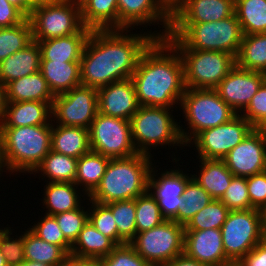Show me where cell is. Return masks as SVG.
<instances>
[{"label": "cell", "mask_w": 266, "mask_h": 266, "mask_svg": "<svg viewBox=\"0 0 266 266\" xmlns=\"http://www.w3.org/2000/svg\"><path fill=\"white\" fill-rule=\"evenodd\" d=\"M91 206L88 209L89 222L104 236L110 238L118 245V228L111 209L102 203L90 200ZM93 209V210H92Z\"/></svg>", "instance_id": "cell-42"}, {"label": "cell", "mask_w": 266, "mask_h": 266, "mask_svg": "<svg viewBox=\"0 0 266 266\" xmlns=\"http://www.w3.org/2000/svg\"><path fill=\"white\" fill-rule=\"evenodd\" d=\"M263 83L262 72L244 70L235 65L214 89L227 105L240 114Z\"/></svg>", "instance_id": "cell-18"}, {"label": "cell", "mask_w": 266, "mask_h": 266, "mask_svg": "<svg viewBox=\"0 0 266 266\" xmlns=\"http://www.w3.org/2000/svg\"><path fill=\"white\" fill-rule=\"evenodd\" d=\"M136 205V234L150 230L166 219L159 209L157 201L147 191L135 199Z\"/></svg>", "instance_id": "cell-41"}, {"label": "cell", "mask_w": 266, "mask_h": 266, "mask_svg": "<svg viewBox=\"0 0 266 266\" xmlns=\"http://www.w3.org/2000/svg\"><path fill=\"white\" fill-rule=\"evenodd\" d=\"M223 160L236 177L247 178L266 171V138L253 128Z\"/></svg>", "instance_id": "cell-17"}, {"label": "cell", "mask_w": 266, "mask_h": 266, "mask_svg": "<svg viewBox=\"0 0 266 266\" xmlns=\"http://www.w3.org/2000/svg\"><path fill=\"white\" fill-rule=\"evenodd\" d=\"M82 22L91 30L119 29L118 0H79Z\"/></svg>", "instance_id": "cell-29"}, {"label": "cell", "mask_w": 266, "mask_h": 266, "mask_svg": "<svg viewBox=\"0 0 266 266\" xmlns=\"http://www.w3.org/2000/svg\"><path fill=\"white\" fill-rule=\"evenodd\" d=\"M112 212L118 228V245L129 243L136 235L135 199L106 204Z\"/></svg>", "instance_id": "cell-39"}, {"label": "cell", "mask_w": 266, "mask_h": 266, "mask_svg": "<svg viewBox=\"0 0 266 266\" xmlns=\"http://www.w3.org/2000/svg\"><path fill=\"white\" fill-rule=\"evenodd\" d=\"M36 223L31 228L29 227L35 235L48 243L60 246L70 255L72 243L64 236L54 216L44 214V217Z\"/></svg>", "instance_id": "cell-43"}, {"label": "cell", "mask_w": 266, "mask_h": 266, "mask_svg": "<svg viewBox=\"0 0 266 266\" xmlns=\"http://www.w3.org/2000/svg\"><path fill=\"white\" fill-rule=\"evenodd\" d=\"M234 13L244 35L266 33V0H235Z\"/></svg>", "instance_id": "cell-35"}, {"label": "cell", "mask_w": 266, "mask_h": 266, "mask_svg": "<svg viewBox=\"0 0 266 266\" xmlns=\"http://www.w3.org/2000/svg\"><path fill=\"white\" fill-rule=\"evenodd\" d=\"M257 129L266 138V120Z\"/></svg>", "instance_id": "cell-58"}, {"label": "cell", "mask_w": 266, "mask_h": 266, "mask_svg": "<svg viewBox=\"0 0 266 266\" xmlns=\"http://www.w3.org/2000/svg\"><path fill=\"white\" fill-rule=\"evenodd\" d=\"M225 256L237 264L265 237L258 209L229 211L221 227Z\"/></svg>", "instance_id": "cell-11"}, {"label": "cell", "mask_w": 266, "mask_h": 266, "mask_svg": "<svg viewBox=\"0 0 266 266\" xmlns=\"http://www.w3.org/2000/svg\"><path fill=\"white\" fill-rule=\"evenodd\" d=\"M0 266H7L6 259L0 251Z\"/></svg>", "instance_id": "cell-59"}, {"label": "cell", "mask_w": 266, "mask_h": 266, "mask_svg": "<svg viewBox=\"0 0 266 266\" xmlns=\"http://www.w3.org/2000/svg\"><path fill=\"white\" fill-rule=\"evenodd\" d=\"M184 200L181 207H178V214L173 219L178 224L185 226L196 213L207 206L213 198L193 178L187 183L184 193Z\"/></svg>", "instance_id": "cell-37"}, {"label": "cell", "mask_w": 266, "mask_h": 266, "mask_svg": "<svg viewBox=\"0 0 266 266\" xmlns=\"http://www.w3.org/2000/svg\"><path fill=\"white\" fill-rule=\"evenodd\" d=\"M91 31L90 28L84 27L76 34L38 41L41 49V60L80 62Z\"/></svg>", "instance_id": "cell-23"}, {"label": "cell", "mask_w": 266, "mask_h": 266, "mask_svg": "<svg viewBox=\"0 0 266 266\" xmlns=\"http://www.w3.org/2000/svg\"><path fill=\"white\" fill-rule=\"evenodd\" d=\"M101 266H151L129 244L117 245L113 251L99 260Z\"/></svg>", "instance_id": "cell-46"}, {"label": "cell", "mask_w": 266, "mask_h": 266, "mask_svg": "<svg viewBox=\"0 0 266 266\" xmlns=\"http://www.w3.org/2000/svg\"><path fill=\"white\" fill-rule=\"evenodd\" d=\"M259 211L261 215L262 232L266 238V205H264Z\"/></svg>", "instance_id": "cell-56"}, {"label": "cell", "mask_w": 266, "mask_h": 266, "mask_svg": "<svg viewBox=\"0 0 266 266\" xmlns=\"http://www.w3.org/2000/svg\"><path fill=\"white\" fill-rule=\"evenodd\" d=\"M240 114L252 125L253 128H258L266 120L265 82L252 97L249 105Z\"/></svg>", "instance_id": "cell-48"}, {"label": "cell", "mask_w": 266, "mask_h": 266, "mask_svg": "<svg viewBox=\"0 0 266 266\" xmlns=\"http://www.w3.org/2000/svg\"><path fill=\"white\" fill-rule=\"evenodd\" d=\"M184 226L173 220L140 233L129 242L151 266H163L184 253Z\"/></svg>", "instance_id": "cell-10"}, {"label": "cell", "mask_w": 266, "mask_h": 266, "mask_svg": "<svg viewBox=\"0 0 266 266\" xmlns=\"http://www.w3.org/2000/svg\"><path fill=\"white\" fill-rule=\"evenodd\" d=\"M51 131L52 124L0 127L1 171L31 174L51 150Z\"/></svg>", "instance_id": "cell-3"}, {"label": "cell", "mask_w": 266, "mask_h": 266, "mask_svg": "<svg viewBox=\"0 0 266 266\" xmlns=\"http://www.w3.org/2000/svg\"><path fill=\"white\" fill-rule=\"evenodd\" d=\"M252 129V125L237 114L227 123L201 131L187 146L195 144L197 158L223 159Z\"/></svg>", "instance_id": "cell-14"}, {"label": "cell", "mask_w": 266, "mask_h": 266, "mask_svg": "<svg viewBox=\"0 0 266 266\" xmlns=\"http://www.w3.org/2000/svg\"><path fill=\"white\" fill-rule=\"evenodd\" d=\"M170 109L139 106L130 119L132 140L138 153L151 156V147L186 146L181 138L180 122L175 121Z\"/></svg>", "instance_id": "cell-8"}, {"label": "cell", "mask_w": 266, "mask_h": 266, "mask_svg": "<svg viewBox=\"0 0 266 266\" xmlns=\"http://www.w3.org/2000/svg\"><path fill=\"white\" fill-rule=\"evenodd\" d=\"M7 227H5L4 229L0 228V235L3 233V231L6 229Z\"/></svg>", "instance_id": "cell-61"}, {"label": "cell", "mask_w": 266, "mask_h": 266, "mask_svg": "<svg viewBox=\"0 0 266 266\" xmlns=\"http://www.w3.org/2000/svg\"><path fill=\"white\" fill-rule=\"evenodd\" d=\"M236 65L244 70L266 71V33L243 35Z\"/></svg>", "instance_id": "cell-34"}, {"label": "cell", "mask_w": 266, "mask_h": 266, "mask_svg": "<svg viewBox=\"0 0 266 266\" xmlns=\"http://www.w3.org/2000/svg\"><path fill=\"white\" fill-rule=\"evenodd\" d=\"M119 29L155 22L164 28L157 39H165L171 29V5L166 0H118ZM147 24V25H146ZM161 32V33H160Z\"/></svg>", "instance_id": "cell-15"}, {"label": "cell", "mask_w": 266, "mask_h": 266, "mask_svg": "<svg viewBox=\"0 0 266 266\" xmlns=\"http://www.w3.org/2000/svg\"><path fill=\"white\" fill-rule=\"evenodd\" d=\"M198 175H192V178L201 185L209 195L220 200L226 189L229 187L234 175L227 168L223 159H205L199 158Z\"/></svg>", "instance_id": "cell-28"}, {"label": "cell", "mask_w": 266, "mask_h": 266, "mask_svg": "<svg viewBox=\"0 0 266 266\" xmlns=\"http://www.w3.org/2000/svg\"><path fill=\"white\" fill-rule=\"evenodd\" d=\"M7 106L6 86L0 82V121L3 119Z\"/></svg>", "instance_id": "cell-55"}, {"label": "cell", "mask_w": 266, "mask_h": 266, "mask_svg": "<svg viewBox=\"0 0 266 266\" xmlns=\"http://www.w3.org/2000/svg\"><path fill=\"white\" fill-rule=\"evenodd\" d=\"M97 113V89L83 85L55 95L51 106L52 121L62 126L89 129Z\"/></svg>", "instance_id": "cell-13"}, {"label": "cell", "mask_w": 266, "mask_h": 266, "mask_svg": "<svg viewBox=\"0 0 266 266\" xmlns=\"http://www.w3.org/2000/svg\"><path fill=\"white\" fill-rule=\"evenodd\" d=\"M23 233L25 260L57 266L68 256L60 246L44 241L29 228Z\"/></svg>", "instance_id": "cell-36"}, {"label": "cell", "mask_w": 266, "mask_h": 266, "mask_svg": "<svg viewBox=\"0 0 266 266\" xmlns=\"http://www.w3.org/2000/svg\"><path fill=\"white\" fill-rule=\"evenodd\" d=\"M235 0H176L171 5V23L220 21L234 14Z\"/></svg>", "instance_id": "cell-19"}, {"label": "cell", "mask_w": 266, "mask_h": 266, "mask_svg": "<svg viewBox=\"0 0 266 266\" xmlns=\"http://www.w3.org/2000/svg\"><path fill=\"white\" fill-rule=\"evenodd\" d=\"M78 159L50 150L31 174L41 173L47 182L74 183ZM49 180V181H48Z\"/></svg>", "instance_id": "cell-33"}, {"label": "cell", "mask_w": 266, "mask_h": 266, "mask_svg": "<svg viewBox=\"0 0 266 266\" xmlns=\"http://www.w3.org/2000/svg\"><path fill=\"white\" fill-rule=\"evenodd\" d=\"M41 49L33 40L24 49L0 62V82L7 83L40 71Z\"/></svg>", "instance_id": "cell-24"}, {"label": "cell", "mask_w": 266, "mask_h": 266, "mask_svg": "<svg viewBox=\"0 0 266 266\" xmlns=\"http://www.w3.org/2000/svg\"><path fill=\"white\" fill-rule=\"evenodd\" d=\"M97 94L98 112L106 116L130 121L140 106L131 78L101 87Z\"/></svg>", "instance_id": "cell-21"}, {"label": "cell", "mask_w": 266, "mask_h": 266, "mask_svg": "<svg viewBox=\"0 0 266 266\" xmlns=\"http://www.w3.org/2000/svg\"><path fill=\"white\" fill-rule=\"evenodd\" d=\"M57 266H101L99 260L78 258L72 255H68Z\"/></svg>", "instance_id": "cell-52"}, {"label": "cell", "mask_w": 266, "mask_h": 266, "mask_svg": "<svg viewBox=\"0 0 266 266\" xmlns=\"http://www.w3.org/2000/svg\"><path fill=\"white\" fill-rule=\"evenodd\" d=\"M40 72L54 96L81 85L80 62L41 60Z\"/></svg>", "instance_id": "cell-26"}, {"label": "cell", "mask_w": 266, "mask_h": 266, "mask_svg": "<svg viewBox=\"0 0 266 266\" xmlns=\"http://www.w3.org/2000/svg\"><path fill=\"white\" fill-rule=\"evenodd\" d=\"M90 150L110 159L137 154L129 120L97 113L89 128Z\"/></svg>", "instance_id": "cell-12"}, {"label": "cell", "mask_w": 266, "mask_h": 266, "mask_svg": "<svg viewBox=\"0 0 266 266\" xmlns=\"http://www.w3.org/2000/svg\"><path fill=\"white\" fill-rule=\"evenodd\" d=\"M117 245L100 233L89 221L72 244L70 255L78 258L100 260L109 255Z\"/></svg>", "instance_id": "cell-30"}, {"label": "cell", "mask_w": 266, "mask_h": 266, "mask_svg": "<svg viewBox=\"0 0 266 266\" xmlns=\"http://www.w3.org/2000/svg\"><path fill=\"white\" fill-rule=\"evenodd\" d=\"M17 266H50V265L45 264V263H40V262H34V261H30V260H25L24 262H22L21 264H19Z\"/></svg>", "instance_id": "cell-57"}, {"label": "cell", "mask_w": 266, "mask_h": 266, "mask_svg": "<svg viewBox=\"0 0 266 266\" xmlns=\"http://www.w3.org/2000/svg\"><path fill=\"white\" fill-rule=\"evenodd\" d=\"M28 18L37 42L76 34L85 27L79 0H39Z\"/></svg>", "instance_id": "cell-9"}, {"label": "cell", "mask_w": 266, "mask_h": 266, "mask_svg": "<svg viewBox=\"0 0 266 266\" xmlns=\"http://www.w3.org/2000/svg\"><path fill=\"white\" fill-rule=\"evenodd\" d=\"M247 191L254 209L260 210L266 205V171L247 177Z\"/></svg>", "instance_id": "cell-49"}, {"label": "cell", "mask_w": 266, "mask_h": 266, "mask_svg": "<svg viewBox=\"0 0 266 266\" xmlns=\"http://www.w3.org/2000/svg\"><path fill=\"white\" fill-rule=\"evenodd\" d=\"M19 9L27 18L32 14L39 0H7Z\"/></svg>", "instance_id": "cell-53"}, {"label": "cell", "mask_w": 266, "mask_h": 266, "mask_svg": "<svg viewBox=\"0 0 266 266\" xmlns=\"http://www.w3.org/2000/svg\"><path fill=\"white\" fill-rule=\"evenodd\" d=\"M128 29L92 30L80 60L81 85L99 89L129 79L157 33L129 34Z\"/></svg>", "instance_id": "cell-1"}, {"label": "cell", "mask_w": 266, "mask_h": 266, "mask_svg": "<svg viewBox=\"0 0 266 266\" xmlns=\"http://www.w3.org/2000/svg\"><path fill=\"white\" fill-rule=\"evenodd\" d=\"M85 208L80 206L78 209L54 215L60 230L72 244L78 238L84 225L89 221L88 210L85 211Z\"/></svg>", "instance_id": "cell-45"}, {"label": "cell", "mask_w": 266, "mask_h": 266, "mask_svg": "<svg viewBox=\"0 0 266 266\" xmlns=\"http://www.w3.org/2000/svg\"><path fill=\"white\" fill-rule=\"evenodd\" d=\"M131 80L140 106L174 109L186 89L181 57L166 39H155L142 53Z\"/></svg>", "instance_id": "cell-2"}, {"label": "cell", "mask_w": 266, "mask_h": 266, "mask_svg": "<svg viewBox=\"0 0 266 266\" xmlns=\"http://www.w3.org/2000/svg\"><path fill=\"white\" fill-rule=\"evenodd\" d=\"M179 53L186 88L214 89L235 67L232 54L187 48L178 38H165Z\"/></svg>", "instance_id": "cell-6"}, {"label": "cell", "mask_w": 266, "mask_h": 266, "mask_svg": "<svg viewBox=\"0 0 266 266\" xmlns=\"http://www.w3.org/2000/svg\"><path fill=\"white\" fill-rule=\"evenodd\" d=\"M5 86L7 102H53L54 99V95L40 71L15 79Z\"/></svg>", "instance_id": "cell-27"}, {"label": "cell", "mask_w": 266, "mask_h": 266, "mask_svg": "<svg viewBox=\"0 0 266 266\" xmlns=\"http://www.w3.org/2000/svg\"><path fill=\"white\" fill-rule=\"evenodd\" d=\"M51 150L73 158H80L90 151L89 129L55 125L52 122Z\"/></svg>", "instance_id": "cell-25"}, {"label": "cell", "mask_w": 266, "mask_h": 266, "mask_svg": "<svg viewBox=\"0 0 266 266\" xmlns=\"http://www.w3.org/2000/svg\"><path fill=\"white\" fill-rule=\"evenodd\" d=\"M163 266H207V265L196 261L195 259L187 256L185 253H182Z\"/></svg>", "instance_id": "cell-54"}, {"label": "cell", "mask_w": 266, "mask_h": 266, "mask_svg": "<svg viewBox=\"0 0 266 266\" xmlns=\"http://www.w3.org/2000/svg\"><path fill=\"white\" fill-rule=\"evenodd\" d=\"M109 161L110 158L91 150L78 158L74 183L80 188L82 186V194L88 197L96 189L106 172Z\"/></svg>", "instance_id": "cell-32"}, {"label": "cell", "mask_w": 266, "mask_h": 266, "mask_svg": "<svg viewBox=\"0 0 266 266\" xmlns=\"http://www.w3.org/2000/svg\"><path fill=\"white\" fill-rule=\"evenodd\" d=\"M11 230L7 227L0 235V251L6 259L7 266H17L25 261L24 234L12 238Z\"/></svg>", "instance_id": "cell-47"}, {"label": "cell", "mask_w": 266, "mask_h": 266, "mask_svg": "<svg viewBox=\"0 0 266 266\" xmlns=\"http://www.w3.org/2000/svg\"><path fill=\"white\" fill-rule=\"evenodd\" d=\"M52 103L39 101L7 102L0 127L52 124Z\"/></svg>", "instance_id": "cell-22"}, {"label": "cell", "mask_w": 266, "mask_h": 266, "mask_svg": "<svg viewBox=\"0 0 266 266\" xmlns=\"http://www.w3.org/2000/svg\"><path fill=\"white\" fill-rule=\"evenodd\" d=\"M229 211L220 200L213 199V201L191 218L184 226V229L185 231L221 229Z\"/></svg>", "instance_id": "cell-40"}, {"label": "cell", "mask_w": 266, "mask_h": 266, "mask_svg": "<svg viewBox=\"0 0 266 266\" xmlns=\"http://www.w3.org/2000/svg\"><path fill=\"white\" fill-rule=\"evenodd\" d=\"M44 189L43 206L48 209L46 215L54 216L81 206L80 189L75 183L47 182ZM79 189V190H77Z\"/></svg>", "instance_id": "cell-31"}, {"label": "cell", "mask_w": 266, "mask_h": 266, "mask_svg": "<svg viewBox=\"0 0 266 266\" xmlns=\"http://www.w3.org/2000/svg\"><path fill=\"white\" fill-rule=\"evenodd\" d=\"M263 74H264V82L266 83V71Z\"/></svg>", "instance_id": "cell-62"}, {"label": "cell", "mask_w": 266, "mask_h": 266, "mask_svg": "<svg viewBox=\"0 0 266 266\" xmlns=\"http://www.w3.org/2000/svg\"><path fill=\"white\" fill-rule=\"evenodd\" d=\"M154 168L156 167L152 166L150 169L147 191L157 201L163 217L166 220H173L178 214V207H181L184 201L182 194L192 179V174L183 173L179 168L170 171L166 169L157 178Z\"/></svg>", "instance_id": "cell-16"}, {"label": "cell", "mask_w": 266, "mask_h": 266, "mask_svg": "<svg viewBox=\"0 0 266 266\" xmlns=\"http://www.w3.org/2000/svg\"><path fill=\"white\" fill-rule=\"evenodd\" d=\"M220 201L230 211L252 209L247 191V178L234 176Z\"/></svg>", "instance_id": "cell-44"}, {"label": "cell", "mask_w": 266, "mask_h": 266, "mask_svg": "<svg viewBox=\"0 0 266 266\" xmlns=\"http://www.w3.org/2000/svg\"><path fill=\"white\" fill-rule=\"evenodd\" d=\"M237 265L266 266V238L259 242Z\"/></svg>", "instance_id": "cell-51"}, {"label": "cell", "mask_w": 266, "mask_h": 266, "mask_svg": "<svg viewBox=\"0 0 266 266\" xmlns=\"http://www.w3.org/2000/svg\"><path fill=\"white\" fill-rule=\"evenodd\" d=\"M137 153L125 158L110 159L100 184L84 200L108 204L115 201L136 199L147 192L152 159Z\"/></svg>", "instance_id": "cell-4"}, {"label": "cell", "mask_w": 266, "mask_h": 266, "mask_svg": "<svg viewBox=\"0 0 266 266\" xmlns=\"http://www.w3.org/2000/svg\"><path fill=\"white\" fill-rule=\"evenodd\" d=\"M180 105L179 108H182L185 114L183 118L188 125L186 130L182 129V125L179 126L181 138L186 146L201 131L227 123L237 115L219 97L215 89L186 88Z\"/></svg>", "instance_id": "cell-7"}, {"label": "cell", "mask_w": 266, "mask_h": 266, "mask_svg": "<svg viewBox=\"0 0 266 266\" xmlns=\"http://www.w3.org/2000/svg\"><path fill=\"white\" fill-rule=\"evenodd\" d=\"M27 17L7 0H0V28L23 22Z\"/></svg>", "instance_id": "cell-50"}, {"label": "cell", "mask_w": 266, "mask_h": 266, "mask_svg": "<svg viewBox=\"0 0 266 266\" xmlns=\"http://www.w3.org/2000/svg\"><path fill=\"white\" fill-rule=\"evenodd\" d=\"M170 5H172L176 0H166Z\"/></svg>", "instance_id": "cell-60"}, {"label": "cell", "mask_w": 266, "mask_h": 266, "mask_svg": "<svg viewBox=\"0 0 266 266\" xmlns=\"http://www.w3.org/2000/svg\"><path fill=\"white\" fill-rule=\"evenodd\" d=\"M32 41L33 33L29 18L20 24L0 28V62L24 49Z\"/></svg>", "instance_id": "cell-38"}, {"label": "cell", "mask_w": 266, "mask_h": 266, "mask_svg": "<svg viewBox=\"0 0 266 266\" xmlns=\"http://www.w3.org/2000/svg\"><path fill=\"white\" fill-rule=\"evenodd\" d=\"M184 253L207 266H229L220 229L184 232Z\"/></svg>", "instance_id": "cell-20"}, {"label": "cell", "mask_w": 266, "mask_h": 266, "mask_svg": "<svg viewBox=\"0 0 266 266\" xmlns=\"http://www.w3.org/2000/svg\"><path fill=\"white\" fill-rule=\"evenodd\" d=\"M236 14L220 21L171 23L166 38H178L187 48L222 51L237 56L243 39Z\"/></svg>", "instance_id": "cell-5"}]
</instances>
